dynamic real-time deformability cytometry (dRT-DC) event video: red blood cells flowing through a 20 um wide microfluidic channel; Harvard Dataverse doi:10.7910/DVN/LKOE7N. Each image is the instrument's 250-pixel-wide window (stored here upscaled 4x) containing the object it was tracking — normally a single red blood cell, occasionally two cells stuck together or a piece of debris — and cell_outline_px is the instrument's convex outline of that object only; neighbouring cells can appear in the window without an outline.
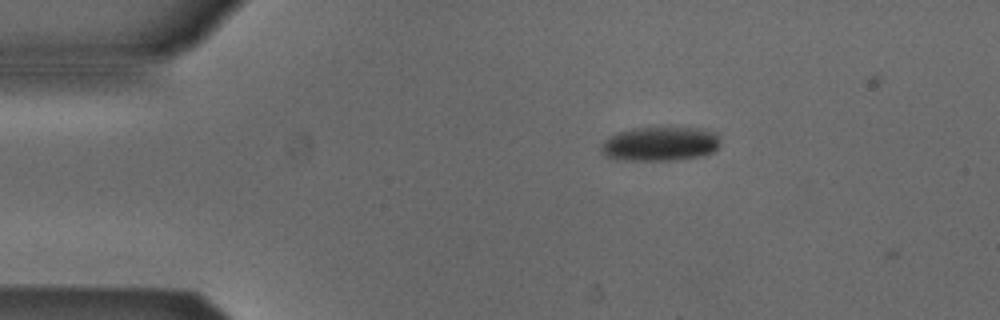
{"species": "Egyptian fruit bat (a non-hibernating species)", "species_latin": "Rousettus aegyptiacus", "temperature_condition": "cold", "stored_images_in_passage": 2, "camera_frame_rate_fps": 3000, "um_per_image_px": 0.085, "animal": {"sex": "male"}, "frame": {"image": 1, "passage_image": 1, "time_ms": 0.0, "image_size_px": [1000, 320], "cell_outline_px": [[720, 144], [712, 152], [704, 156], [676, 160], [620, 160], [604, 156], [600, 152], [600, 144], [608, 136], [616, 132], [632, 128], [704, 128], [716, 132], [720, 140]], "centroid_in_image_um": [56.08, 12.23], "position_along_channel_um": 28.9, "area_um2": 24.22}}